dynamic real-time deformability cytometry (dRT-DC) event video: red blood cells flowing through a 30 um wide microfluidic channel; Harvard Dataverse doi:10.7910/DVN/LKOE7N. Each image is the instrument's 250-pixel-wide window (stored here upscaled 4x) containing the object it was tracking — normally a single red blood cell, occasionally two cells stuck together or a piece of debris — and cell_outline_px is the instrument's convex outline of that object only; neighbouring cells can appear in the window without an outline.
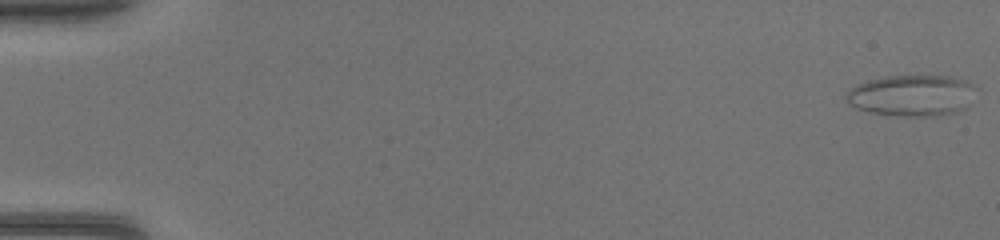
{"species": "common noctule bat (a hibernating species)", "species_latin": "Nyctalus noctula", "temperature_condition": "warm", "stored_images_in_passage": 46, "camera_frame_rate_fps": 3000, "um_per_image_px": 0.085, "animal": {"sex": "female", "body_mass_g": 17.0, "forearm_length_mm": 48.0}, "frame": {"image": 1, "passage_image": 1, "time_ms": 0.0, "image_size_px": [1000, 240], "cell_outline_px": [[980, 88], [968, 108], [956, 112], [940, 116], [888, 116], [856, 108], [848, 104], [844, 96], [856, 84], [868, 80], [884, 76], [948, 76], [968, 80]], "centroid_in_image_um": [77.59, 8.12], "position_along_channel_um": 7.4, "area_um2": 32.08}}
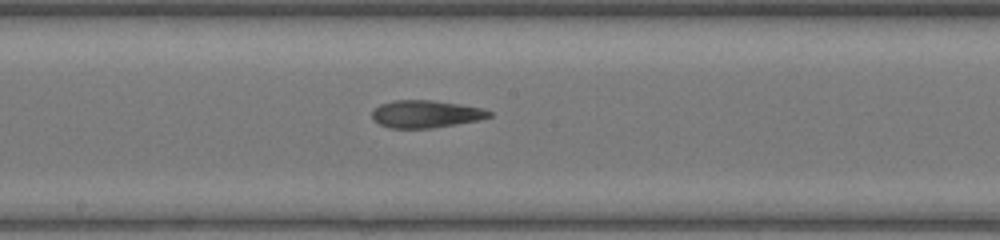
{"frame": {"image": 2, "passage_image": 26, "time_ms": 8.333, "image_size_px": [1000, 240], "cell_outline_px": [[492, 116], [476, 120], [456, 124], [432, 128], [388, 128], [372, 120], [372, 112], [380, 104], [396, 100], [432, 100], [460, 104], [480, 108], [492, 112]], "centroid_in_image_um": [36.16, 9.69], "position_along_channel_um": 212.0, "area_um2": 18.61}}
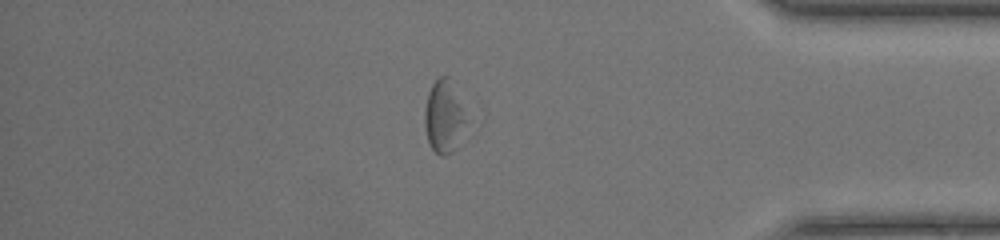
{"frame": {"image": 3, "passage_image": 40, "time_ms": 13.0, "image_size_px": [1000, 240], "cell_outline_px": [[484, 120], [480, 128], [452, 152], [444, 156], [440, 156], [428, 144], [424, 124], [424, 112], [428, 92], [432, 84], [440, 76], [448, 76], [484, 116]], "centroid_in_image_um": [38.19, 9.92], "position_along_channel_um": 397.0, "area_um2": 22.72}}